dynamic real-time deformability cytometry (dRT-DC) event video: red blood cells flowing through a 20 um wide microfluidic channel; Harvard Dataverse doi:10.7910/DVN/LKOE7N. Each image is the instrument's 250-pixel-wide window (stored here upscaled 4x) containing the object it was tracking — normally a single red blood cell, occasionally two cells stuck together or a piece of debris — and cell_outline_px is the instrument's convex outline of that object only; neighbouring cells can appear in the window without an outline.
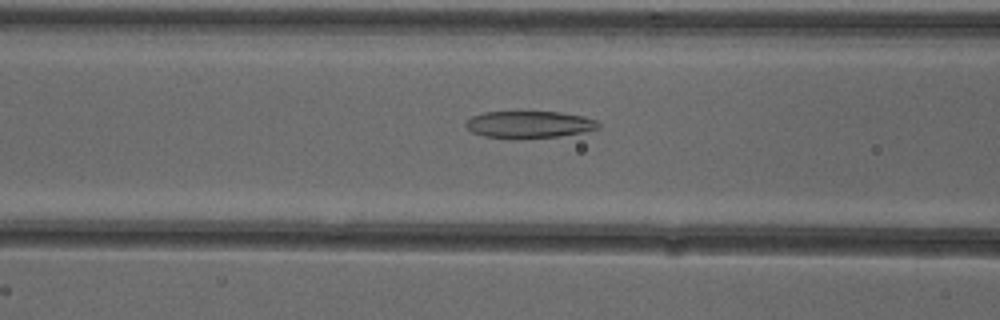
{"species": "common noctule bat (a hibernating species)", "species_latin": "Nyctalus noctula", "temperature_condition": "cold", "stored_images_in_passage": 53, "camera_frame_rate_fps": 3000, "um_per_image_px": 0.085, "animal": {"sex": "female"}, "frame": {"image": 1, "passage_image": 22, "time_ms": 7.0, "image_size_px": [1000, 320], "cell_outline_px": [[600, 128], [560, 136], [516, 140], [484, 136], [472, 132], [464, 124], [472, 116], [484, 112], [516, 108], [560, 112], [584, 116], [596, 120], [600, 124]], "centroid_in_image_um": [44.93, 10.54], "position_along_channel_um": 121.7, "area_um2": 22.2}}
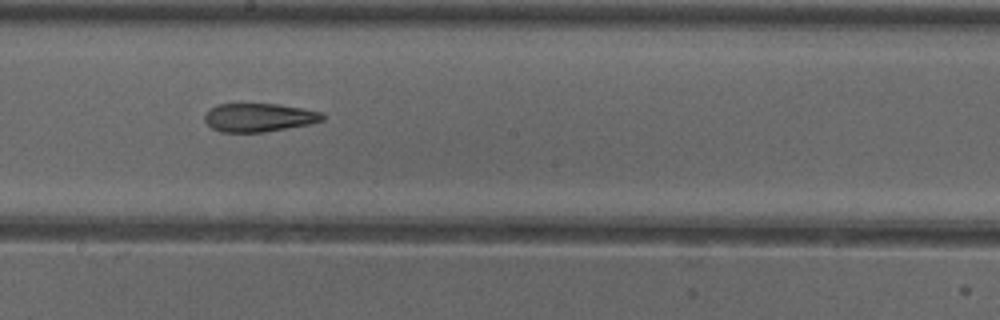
{"frame": {"image": 2, "passage_image": 30, "time_ms": 9.667, "image_size_px": [1000, 320], "cell_outline_px": [[324, 120], [308, 124], [264, 132], [220, 132], [212, 128], [204, 120], [204, 112], [208, 108], [216, 104], [280, 104], [320, 112], [324, 116]], "centroid_in_image_um": [21.94, 9.98], "position_along_channel_um": 226.3, "area_um2": 19.54}}
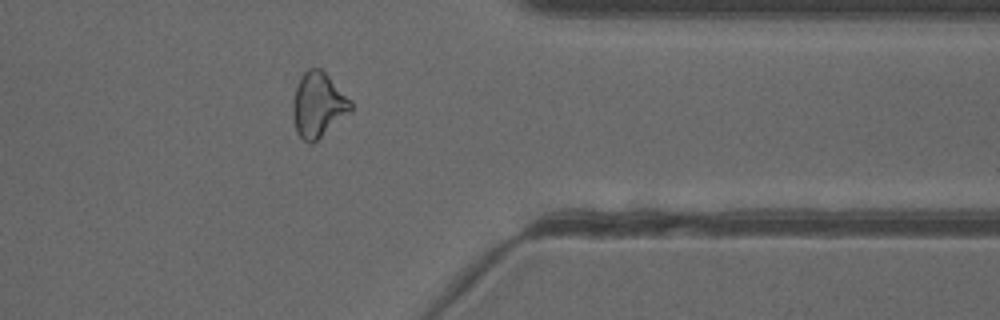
{"frame": {"image": 3, "passage_image": 43, "time_ms": 14.0, "image_size_px": [1000, 320], "cell_outline_px": [[352, 112], [312, 144], [308, 144], [296, 132], [292, 116], [292, 104], [296, 88], [304, 72], [308, 68], [320, 68], [352, 100]], "centroid_in_image_um": [27.06, 8.95], "position_along_channel_um": 384.3, "area_um2": 21.96}, "authors_computed_cell_mechanics": {"area_um2": 22.6576, "velocity_mm_per_s": 3.9164, "shape_relaxation_time_tau1_ms": null, "shape_relaxation_time_tau2_ms": 3.5763, "deformation_change_tau1": null, "deformation_change_tau2": 0.1225}}